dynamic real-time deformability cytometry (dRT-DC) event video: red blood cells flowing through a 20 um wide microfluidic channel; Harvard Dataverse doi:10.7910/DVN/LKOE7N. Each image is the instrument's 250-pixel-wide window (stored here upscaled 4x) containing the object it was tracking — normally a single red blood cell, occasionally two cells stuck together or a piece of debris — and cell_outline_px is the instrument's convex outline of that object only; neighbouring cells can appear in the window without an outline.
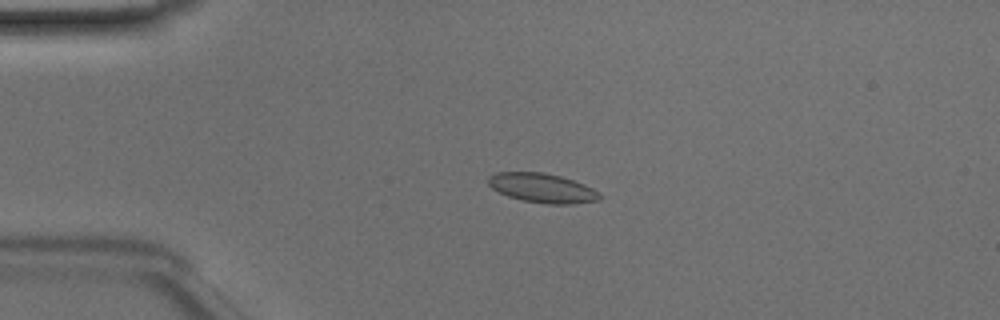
{"species": "Egyptian fruit bat (a non-hibernating species)", "species_latin": "Rousettus aegyptiacus", "temperature_condition": "room temperature", "stored_images_in_passage": 49, "camera_frame_rate_fps": 3000, "um_per_image_px": 0.085, "animal": {"sex": "male"}, "frame": {"image": 1, "passage_image": 11, "time_ms": 3.333, "image_size_px": [1000, 320], "cell_outline_px": [[604, 196], [600, 200], [572, 204], [548, 204], [524, 200], [508, 196], [492, 188], [488, 184], [488, 176], [496, 172], [544, 172], [560, 176], [584, 184], [600, 192]], "centroid_in_image_um": [46.13, 15.98], "position_along_channel_um": 38.9, "area_um2": 19.07}}
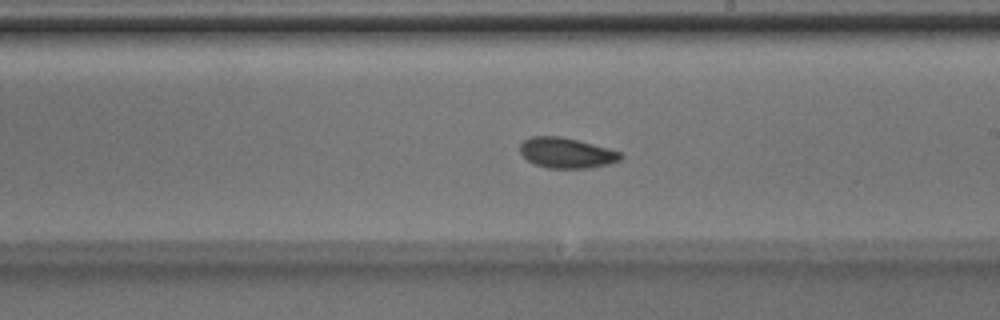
{"frame": {"image": 2, "passage_image": 28, "time_ms": 9.0, "image_size_px": [1000, 320], "cell_outline_px": [[624, 156], [620, 160], [608, 164], [592, 168], [548, 168], [536, 164], [528, 160], [520, 152], [520, 144], [524, 140], [532, 136], [560, 136], [608, 148], [620, 152]], "centroid_in_image_um": [48.16, 13.0], "position_along_channel_um": 240.8, "area_um2": 17.69}}
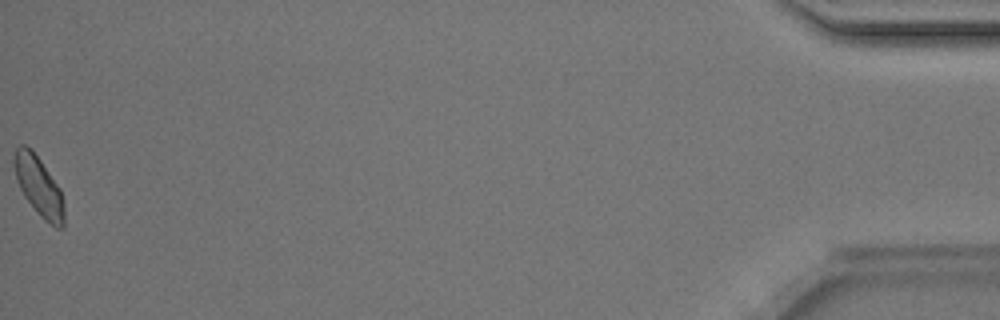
{"frame": {"image": 3, "passage_image": 49, "time_ms": 16.0, "image_size_px": [1000, 320], "cell_outline_px": [[64, 228], [56, 228], [44, 220], [36, 212], [24, 196], [16, 180], [12, 164], [12, 156], [16, 148], [20, 144], [24, 144], [32, 148], [60, 188], [64, 204]], "centroid_in_image_um": [3.27, 15.81], "position_along_channel_um": 431.9, "area_um2": 17.74}, "authors_computed_cell_mechanics": {"area_um2": 17.8024, "velocity_mm_per_s": 4.1287, "shape_relaxation_time_tau1_ms": 4.1955, "shape_relaxation_time_tau2_ms": 1.0659, "deformation_change_tau1": 0.0696, "deformation_change_tau2": 0.0529}}